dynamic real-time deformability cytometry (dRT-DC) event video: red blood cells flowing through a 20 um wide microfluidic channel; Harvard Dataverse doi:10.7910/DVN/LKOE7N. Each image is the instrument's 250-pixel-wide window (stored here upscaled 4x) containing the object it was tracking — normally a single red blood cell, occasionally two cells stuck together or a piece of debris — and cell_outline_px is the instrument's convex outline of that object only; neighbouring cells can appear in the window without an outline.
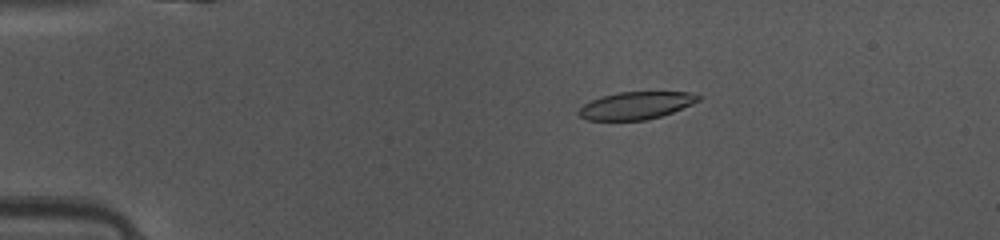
{"species": "common noctule bat (a hibernating species)", "species_latin": "Nyctalus noctula", "temperature_condition": "warm", "stored_images_in_passage": 49, "camera_frame_rate_fps": 3000, "um_per_image_px": 0.085, "animal": {"sex": "female", "body_mass_g": 10.0, "forearm_length_mm": 53.1}, "frame": {"image": 1, "passage_image": 10, "time_ms": 3.0, "image_size_px": [1000, 240], "cell_outline_px": [[700, 100], [692, 104], [672, 112], [660, 116], [644, 120], [588, 120], [580, 116], [576, 112], [584, 104], [600, 96], [620, 92], [688, 92], [700, 96]], "centroid_in_image_um": [54.03, 8.96], "position_along_channel_um": 31.0, "area_um2": 18.96}}
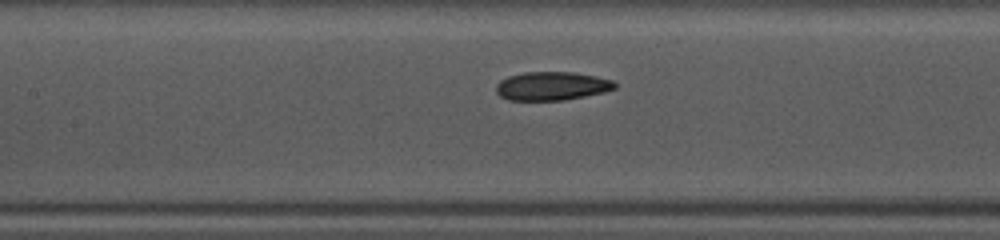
{"frame": {"image": 2, "passage_image": 23, "time_ms": 7.333, "image_size_px": [1000, 240], "cell_outline_px": [[616, 88], [604, 92], [564, 100], [508, 100], [500, 96], [496, 92], [496, 84], [500, 80], [508, 76], [524, 72], [572, 72], [596, 76], [612, 80], [616, 84]], "centroid_in_image_um": [46.88, 7.31], "position_along_channel_um": 160.5, "area_um2": 19.77}}
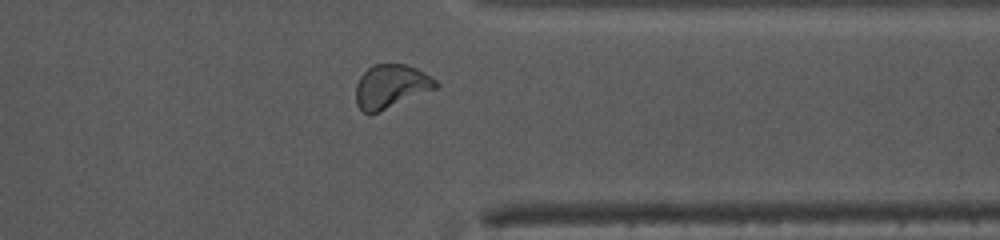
{"frame": {"image": 3, "passage_image": 39, "time_ms": 12.667, "image_size_px": [1000, 240], "cell_outline_px": [[440, 84], [436, 88], [376, 112], [364, 112], [356, 104], [356, 84], [360, 76], [372, 64], [404, 64], [416, 68], [424, 72], [436, 80]], "centroid_in_image_um": [33.22, 7.3], "position_along_channel_um": 378.2, "area_um2": 19.88}, "authors_computed_cell_mechanics": {"area_um2": 20.3456, "velocity_mm_per_s": 4.1262, "shape_relaxation_time_tau1_ms": 7.1168, "shape_relaxation_time_tau2_ms": 2.5186, "deformation_change_tau1": 0.1872, "deformation_change_tau2": 0.0888}}